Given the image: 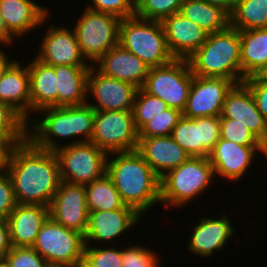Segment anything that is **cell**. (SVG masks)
Masks as SVG:
<instances>
[{
	"label": "cell",
	"instance_id": "obj_1",
	"mask_svg": "<svg viewBox=\"0 0 267 267\" xmlns=\"http://www.w3.org/2000/svg\"><path fill=\"white\" fill-rule=\"evenodd\" d=\"M8 173L18 204L48 207L61 182L54 151L40 149L29 139L14 147Z\"/></svg>",
	"mask_w": 267,
	"mask_h": 267
},
{
	"label": "cell",
	"instance_id": "obj_2",
	"mask_svg": "<svg viewBox=\"0 0 267 267\" xmlns=\"http://www.w3.org/2000/svg\"><path fill=\"white\" fill-rule=\"evenodd\" d=\"M106 174L123 203L140 215L160 203V177L137 151L109 153Z\"/></svg>",
	"mask_w": 267,
	"mask_h": 267
},
{
	"label": "cell",
	"instance_id": "obj_3",
	"mask_svg": "<svg viewBox=\"0 0 267 267\" xmlns=\"http://www.w3.org/2000/svg\"><path fill=\"white\" fill-rule=\"evenodd\" d=\"M39 112L43 114V117L40 115L41 120H38L39 115L37 118L33 115L34 118H30L31 121L28 122V124L31 123L30 129L32 130H28V139L36 147L55 151L62 146V144L57 143L56 139L62 138L71 139L68 143L70 145L90 142L95 110L88 103L75 106L47 107L37 113L39 114ZM81 137L83 138L81 139Z\"/></svg>",
	"mask_w": 267,
	"mask_h": 267
},
{
	"label": "cell",
	"instance_id": "obj_4",
	"mask_svg": "<svg viewBox=\"0 0 267 267\" xmlns=\"http://www.w3.org/2000/svg\"><path fill=\"white\" fill-rule=\"evenodd\" d=\"M240 31L229 26L208 35L207 41L188 58L192 73L242 83Z\"/></svg>",
	"mask_w": 267,
	"mask_h": 267
},
{
	"label": "cell",
	"instance_id": "obj_5",
	"mask_svg": "<svg viewBox=\"0 0 267 267\" xmlns=\"http://www.w3.org/2000/svg\"><path fill=\"white\" fill-rule=\"evenodd\" d=\"M214 177L208 157H189L160 178L161 205L166 208L186 206L209 188Z\"/></svg>",
	"mask_w": 267,
	"mask_h": 267
},
{
	"label": "cell",
	"instance_id": "obj_6",
	"mask_svg": "<svg viewBox=\"0 0 267 267\" xmlns=\"http://www.w3.org/2000/svg\"><path fill=\"white\" fill-rule=\"evenodd\" d=\"M119 44L150 68L171 62V55L161 21L146 20L136 15L121 19Z\"/></svg>",
	"mask_w": 267,
	"mask_h": 267
},
{
	"label": "cell",
	"instance_id": "obj_7",
	"mask_svg": "<svg viewBox=\"0 0 267 267\" xmlns=\"http://www.w3.org/2000/svg\"><path fill=\"white\" fill-rule=\"evenodd\" d=\"M54 153L63 182L85 186L106 174L108 153L92 142L66 143Z\"/></svg>",
	"mask_w": 267,
	"mask_h": 267
},
{
	"label": "cell",
	"instance_id": "obj_8",
	"mask_svg": "<svg viewBox=\"0 0 267 267\" xmlns=\"http://www.w3.org/2000/svg\"><path fill=\"white\" fill-rule=\"evenodd\" d=\"M193 73L188 59H176L149 69L143 89L164 101L169 108L184 111Z\"/></svg>",
	"mask_w": 267,
	"mask_h": 267
},
{
	"label": "cell",
	"instance_id": "obj_9",
	"mask_svg": "<svg viewBox=\"0 0 267 267\" xmlns=\"http://www.w3.org/2000/svg\"><path fill=\"white\" fill-rule=\"evenodd\" d=\"M32 248L50 265L82 266L85 237L48 217Z\"/></svg>",
	"mask_w": 267,
	"mask_h": 267
},
{
	"label": "cell",
	"instance_id": "obj_10",
	"mask_svg": "<svg viewBox=\"0 0 267 267\" xmlns=\"http://www.w3.org/2000/svg\"><path fill=\"white\" fill-rule=\"evenodd\" d=\"M73 30L82 55L94 64L101 56L119 44L118 17L85 8Z\"/></svg>",
	"mask_w": 267,
	"mask_h": 267
},
{
	"label": "cell",
	"instance_id": "obj_11",
	"mask_svg": "<svg viewBox=\"0 0 267 267\" xmlns=\"http://www.w3.org/2000/svg\"><path fill=\"white\" fill-rule=\"evenodd\" d=\"M138 131L132 111H95L90 142L105 152L136 151Z\"/></svg>",
	"mask_w": 267,
	"mask_h": 267
},
{
	"label": "cell",
	"instance_id": "obj_12",
	"mask_svg": "<svg viewBox=\"0 0 267 267\" xmlns=\"http://www.w3.org/2000/svg\"><path fill=\"white\" fill-rule=\"evenodd\" d=\"M170 136L190 157H208L220 139V116H182Z\"/></svg>",
	"mask_w": 267,
	"mask_h": 267
},
{
	"label": "cell",
	"instance_id": "obj_13",
	"mask_svg": "<svg viewBox=\"0 0 267 267\" xmlns=\"http://www.w3.org/2000/svg\"><path fill=\"white\" fill-rule=\"evenodd\" d=\"M137 89L132 84L100 73L91 65L87 75L86 103L95 111H132ZM90 94L94 97L95 104L89 102Z\"/></svg>",
	"mask_w": 267,
	"mask_h": 267
},
{
	"label": "cell",
	"instance_id": "obj_14",
	"mask_svg": "<svg viewBox=\"0 0 267 267\" xmlns=\"http://www.w3.org/2000/svg\"><path fill=\"white\" fill-rule=\"evenodd\" d=\"M48 207L53 221L85 235L89 212L84 185L61 181Z\"/></svg>",
	"mask_w": 267,
	"mask_h": 267
},
{
	"label": "cell",
	"instance_id": "obj_15",
	"mask_svg": "<svg viewBox=\"0 0 267 267\" xmlns=\"http://www.w3.org/2000/svg\"><path fill=\"white\" fill-rule=\"evenodd\" d=\"M234 85L232 80L225 78L193 76L183 116H221L225 97Z\"/></svg>",
	"mask_w": 267,
	"mask_h": 267
},
{
	"label": "cell",
	"instance_id": "obj_16",
	"mask_svg": "<svg viewBox=\"0 0 267 267\" xmlns=\"http://www.w3.org/2000/svg\"><path fill=\"white\" fill-rule=\"evenodd\" d=\"M258 151L264 154V146H243L220 138L208 155L215 178L217 175L231 181H240L248 168H251Z\"/></svg>",
	"mask_w": 267,
	"mask_h": 267
},
{
	"label": "cell",
	"instance_id": "obj_17",
	"mask_svg": "<svg viewBox=\"0 0 267 267\" xmlns=\"http://www.w3.org/2000/svg\"><path fill=\"white\" fill-rule=\"evenodd\" d=\"M39 45L36 59L49 66L92 65L82 55L74 30L50 25Z\"/></svg>",
	"mask_w": 267,
	"mask_h": 267
},
{
	"label": "cell",
	"instance_id": "obj_18",
	"mask_svg": "<svg viewBox=\"0 0 267 267\" xmlns=\"http://www.w3.org/2000/svg\"><path fill=\"white\" fill-rule=\"evenodd\" d=\"M139 220H142V215L127 205L111 211L89 212L87 230L84 235L85 245H88V242L106 243L109 240L113 244V239L131 230V227L139 224Z\"/></svg>",
	"mask_w": 267,
	"mask_h": 267
},
{
	"label": "cell",
	"instance_id": "obj_19",
	"mask_svg": "<svg viewBox=\"0 0 267 267\" xmlns=\"http://www.w3.org/2000/svg\"><path fill=\"white\" fill-rule=\"evenodd\" d=\"M220 118L239 121L264 145L267 143L266 120L257 109L254 97L244 83L235 84L227 93Z\"/></svg>",
	"mask_w": 267,
	"mask_h": 267
},
{
	"label": "cell",
	"instance_id": "obj_20",
	"mask_svg": "<svg viewBox=\"0 0 267 267\" xmlns=\"http://www.w3.org/2000/svg\"><path fill=\"white\" fill-rule=\"evenodd\" d=\"M161 23L168 49L176 59H188L207 41L209 35L179 12L165 17Z\"/></svg>",
	"mask_w": 267,
	"mask_h": 267
},
{
	"label": "cell",
	"instance_id": "obj_21",
	"mask_svg": "<svg viewBox=\"0 0 267 267\" xmlns=\"http://www.w3.org/2000/svg\"><path fill=\"white\" fill-rule=\"evenodd\" d=\"M97 70L109 77L142 88L150 67L120 44L110 49L94 64ZM99 67H98V66Z\"/></svg>",
	"mask_w": 267,
	"mask_h": 267
},
{
	"label": "cell",
	"instance_id": "obj_22",
	"mask_svg": "<svg viewBox=\"0 0 267 267\" xmlns=\"http://www.w3.org/2000/svg\"><path fill=\"white\" fill-rule=\"evenodd\" d=\"M137 152L161 178L190 156L171 136L138 137Z\"/></svg>",
	"mask_w": 267,
	"mask_h": 267
},
{
	"label": "cell",
	"instance_id": "obj_23",
	"mask_svg": "<svg viewBox=\"0 0 267 267\" xmlns=\"http://www.w3.org/2000/svg\"><path fill=\"white\" fill-rule=\"evenodd\" d=\"M199 221L193 227V234L187 244L189 251L196 255L210 257L215 251L224 249L235 233L233 222L225 214L217 219L202 217Z\"/></svg>",
	"mask_w": 267,
	"mask_h": 267
},
{
	"label": "cell",
	"instance_id": "obj_24",
	"mask_svg": "<svg viewBox=\"0 0 267 267\" xmlns=\"http://www.w3.org/2000/svg\"><path fill=\"white\" fill-rule=\"evenodd\" d=\"M0 13L14 38L27 35L49 19V10L33 0H0Z\"/></svg>",
	"mask_w": 267,
	"mask_h": 267
},
{
	"label": "cell",
	"instance_id": "obj_25",
	"mask_svg": "<svg viewBox=\"0 0 267 267\" xmlns=\"http://www.w3.org/2000/svg\"><path fill=\"white\" fill-rule=\"evenodd\" d=\"M48 217L47 206L18 204L7 218L11 246L32 247Z\"/></svg>",
	"mask_w": 267,
	"mask_h": 267
},
{
	"label": "cell",
	"instance_id": "obj_26",
	"mask_svg": "<svg viewBox=\"0 0 267 267\" xmlns=\"http://www.w3.org/2000/svg\"><path fill=\"white\" fill-rule=\"evenodd\" d=\"M0 102L11 105L27 121L30 120L31 98L28 66L15 61L0 79Z\"/></svg>",
	"mask_w": 267,
	"mask_h": 267
},
{
	"label": "cell",
	"instance_id": "obj_27",
	"mask_svg": "<svg viewBox=\"0 0 267 267\" xmlns=\"http://www.w3.org/2000/svg\"><path fill=\"white\" fill-rule=\"evenodd\" d=\"M57 106H75L87 101V75L91 65H55Z\"/></svg>",
	"mask_w": 267,
	"mask_h": 267
},
{
	"label": "cell",
	"instance_id": "obj_28",
	"mask_svg": "<svg viewBox=\"0 0 267 267\" xmlns=\"http://www.w3.org/2000/svg\"><path fill=\"white\" fill-rule=\"evenodd\" d=\"M29 86L31 98V113H36L47 107L57 106V78L54 67L42 63L38 59L30 61Z\"/></svg>",
	"mask_w": 267,
	"mask_h": 267
},
{
	"label": "cell",
	"instance_id": "obj_29",
	"mask_svg": "<svg viewBox=\"0 0 267 267\" xmlns=\"http://www.w3.org/2000/svg\"><path fill=\"white\" fill-rule=\"evenodd\" d=\"M242 83L267 64V28L240 31Z\"/></svg>",
	"mask_w": 267,
	"mask_h": 267
},
{
	"label": "cell",
	"instance_id": "obj_30",
	"mask_svg": "<svg viewBox=\"0 0 267 267\" xmlns=\"http://www.w3.org/2000/svg\"><path fill=\"white\" fill-rule=\"evenodd\" d=\"M179 13L209 34L230 26V14L225 9L202 0H183Z\"/></svg>",
	"mask_w": 267,
	"mask_h": 267
},
{
	"label": "cell",
	"instance_id": "obj_31",
	"mask_svg": "<svg viewBox=\"0 0 267 267\" xmlns=\"http://www.w3.org/2000/svg\"><path fill=\"white\" fill-rule=\"evenodd\" d=\"M85 192L88 212L111 211L125 205L112 179L107 174L85 185Z\"/></svg>",
	"mask_w": 267,
	"mask_h": 267
},
{
	"label": "cell",
	"instance_id": "obj_32",
	"mask_svg": "<svg viewBox=\"0 0 267 267\" xmlns=\"http://www.w3.org/2000/svg\"><path fill=\"white\" fill-rule=\"evenodd\" d=\"M230 26L239 31L267 28V0H237Z\"/></svg>",
	"mask_w": 267,
	"mask_h": 267
},
{
	"label": "cell",
	"instance_id": "obj_33",
	"mask_svg": "<svg viewBox=\"0 0 267 267\" xmlns=\"http://www.w3.org/2000/svg\"><path fill=\"white\" fill-rule=\"evenodd\" d=\"M168 105L160 98L147 93L143 88L136 91L133 101L134 124L139 131L154 116L166 110Z\"/></svg>",
	"mask_w": 267,
	"mask_h": 267
},
{
	"label": "cell",
	"instance_id": "obj_34",
	"mask_svg": "<svg viewBox=\"0 0 267 267\" xmlns=\"http://www.w3.org/2000/svg\"><path fill=\"white\" fill-rule=\"evenodd\" d=\"M28 121L11 105L0 102V139H28Z\"/></svg>",
	"mask_w": 267,
	"mask_h": 267
},
{
	"label": "cell",
	"instance_id": "obj_35",
	"mask_svg": "<svg viewBox=\"0 0 267 267\" xmlns=\"http://www.w3.org/2000/svg\"><path fill=\"white\" fill-rule=\"evenodd\" d=\"M183 0H135V15L146 20L162 21L179 12Z\"/></svg>",
	"mask_w": 267,
	"mask_h": 267
},
{
	"label": "cell",
	"instance_id": "obj_36",
	"mask_svg": "<svg viewBox=\"0 0 267 267\" xmlns=\"http://www.w3.org/2000/svg\"><path fill=\"white\" fill-rule=\"evenodd\" d=\"M183 113L174 108H167L154 116L139 131L138 137L170 136Z\"/></svg>",
	"mask_w": 267,
	"mask_h": 267
},
{
	"label": "cell",
	"instance_id": "obj_37",
	"mask_svg": "<svg viewBox=\"0 0 267 267\" xmlns=\"http://www.w3.org/2000/svg\"><path fill=\"white\" fill-rule=\"evenodd\" d=\"M85 245L82 267H122V250Z\"/></svg>",
	"mask_w": 267,
	"mask_h": 267
},
{
	"label": "cell",
	"instance_id": "obj_38",
	"mask_svg": "<svg viewBox=\"0 0 267 267\" xmlns=\"http://www.w3.org/2000/svg\"><path fill=\"white\" fill-rule=\"evenodd\" d=\"M220 138L243 146H264L246 125L230 118H220Z\"/></svg>",
	"mask_w": 267,
	"mask_h": 267
},
{
	"label": "cell",
	"instance_id": "obj_39",
	"mask_svg": "<svg viewBox=\"0 0 267 267\" xmlns=\"http://www.w3.org/2000/svg\"><path fill=\"white\" fill-rule=\"evenodd\" d=\"M127 244V248L122 249V267H161L160 256L155 251L131 242Z\"/></svg>",
	"mask_w": 267,
	"mask_h": 267
},
{
	"label": "cell",
	"instance_id": "obj_40",
	"mask_svg": "<svg viewBox=\"0 0 267 267\" xmlns=\"http://www.w3.org/2000/svg\"><path fill=\"white\" fill-rule=\"evenodd\" d=\"M3 260L9 267H48L50 265L32 247H12Z\"/></svg>",
	"mask_w": 267,
	"mask_h": 267
},
{
	"label": "cell",
	"instance_id": "obj_41",
	"mask_svg": "<svg viewBox=\"0 0 267 267\" xmlns=\"http://www.w3.org/2000/svg\"><path fill=\"white\" fill-rule=\"evenodd\" d=\"M91 2L85 8L112 14L119 19L135 15V0H92Z\"/></svg>",
	"mask_w": 267,
	"mask_h": 267
},
{
	"label": "cell",
	"instance_id": "obj_42",
	"mask_svg": "<svg viewBox=\"0 0 267 267\" xmlns=\"http://www.w3.org/2000/svg\"><path fill=\"white\" fill-rule=\"evenodd\" d=\"M17 205L9 173H0V218L7 219Z\"/></svg>",
	"mask_w": 267,
	"mask_h": 267
},
{
	"label": "cell",
	"instance_id": "obj_43",
	"mask_svg": "<svg viewBox=\"0 0 267 267\" xmlns=\"http://www.w3.org/2000/svg\"><path fill=\"white\" fill-rule=\"evenodd\" d=\"M251 91L257 105V109L267 123V82L259 80L256 76L246 78L243 82Z\"/></svg>",
	"mask_w": 267,
	"mask_h": 267
},
{
	"label": "cell",
	"instance_id": "obj_44",
	"mask_svg": "<svg viewBox=\"0 0 267 267\" xmlns=\"http://www.w3.org/2000/svg\"><path fill=\"white\" fill-rule=\"evenodd\" d=\"M27 139H0V173L8 172L9 161L14 147Z\"/></svg>",
	"mask_w": 267,
	"mask_h": 267
},
{
	"label": "cell",
	"instance_id": "obj_45",
	"mask_svg": "<svg viewBox=\"0 0 267 267\" xmlns=\"http://www.w3.org/2000/svg\"><path fill=\"white\" fill-rule=\"evenodd\" d=\"M11 248L7 219L0 218V258L4 259Z\"/></svg>",
	"mask_w": 267,
	"mask_h": 267
},
{
	"label": "cell",
	"instance_id": "obj_46",
	"mask_svg": "<svg viewBox=\"0 0 267 267\" xmlns=\"http://www.w3.org/2000/svg\"><path fill=\"white\" fill-rule=\"evenodd\" d=\"M13 39L14 37L8 32L2 14L0 13V45H6V47L11 46L14 41Z\"/></svg>",
	"mask_w": 267,
	"mask_h": 267
},
{
	"label": "cell",
	"instance_id": "obj_47",
	"mask_svg": "<svg viewBox=\"0 0 267 267\" xmlns=\"http://www.w3.org/2000/svg\"><path fill=\"white\" fill-rule=\"evenodd\" d=\"M209 4L220 6L225 9L229 14L232 13L235 8L237 0H202Z\"/></svg>",
	"mask_w": 267,
	"mask_h": 267
},
{
	"label": "cell",
	"instance_id": "obj_48",
	"mask_svg": "<svg viewBox=\"0 0 267 267\" xmlns=\"http://www.w3.org/2000/svg\"><path fill=\"white\" fill-rule=\"evenodd\" d=\"M0 48V79L3 77L7 69L16 61L9 59L6 53Z\"/></svg>",
	"mask_w": 267,
	"mask_h": 267
},
{
	"label": "cell",
	"instance_id": "obj_49",
	"mask_svg": "<svg viewBox=\"0 0 267 267\" xmlns=\"http://www.w3.org/2000/svg\"><path fill=\"white\" fill-rule=\"evenodd\" d=\"M259 80H263L267 82V64L260 70V72L256 75Z\"/></svg>",
	"mask_w": 267,
	"mask_h": 267
},
{
	"label": "cell",
	"instance_id": "obj_50",
	"mask_svg": "<svg viewBox=\"0 0 267 267\" xmlns=\"http://www.w3.org/2000/svg\"><path fill=\"white\" fill-rule=\"evenodd\" d=\"M48 267H82V266L49 265Z\"/></svg>",
	"mask_w": 267,
	"mask_h": 267
},
{
	"label": "cell",
	"instance_id": "obj_51",
	"mask_svg": "<svg viewBox=\"0 0 267 267\" xmlns=\"http://www.w3.org/2000/svg\"><path fill=\"white\" fill-rule=\"evenodd\" d=\"M0 267H9V266L7 265V263L4 260H2L0 262Z\"/></svg>",
	"mask_w": 267,
	"mask_h": 267
},
{
	"label": "cell",
	"instance_id": "obj_52",
	"mask_svg": "<svg viewBox=\"0 0 267 267\" xmlns=\"http://www.w3.org/2000/svg\"><path fill=\"white\" fill-rule=\"evenodd\" d=\"M264 155L267 158V143L264 145Z\"/></svg>",
	"mask_w": 267,
	"mask_h": 267
}]
</instances>
